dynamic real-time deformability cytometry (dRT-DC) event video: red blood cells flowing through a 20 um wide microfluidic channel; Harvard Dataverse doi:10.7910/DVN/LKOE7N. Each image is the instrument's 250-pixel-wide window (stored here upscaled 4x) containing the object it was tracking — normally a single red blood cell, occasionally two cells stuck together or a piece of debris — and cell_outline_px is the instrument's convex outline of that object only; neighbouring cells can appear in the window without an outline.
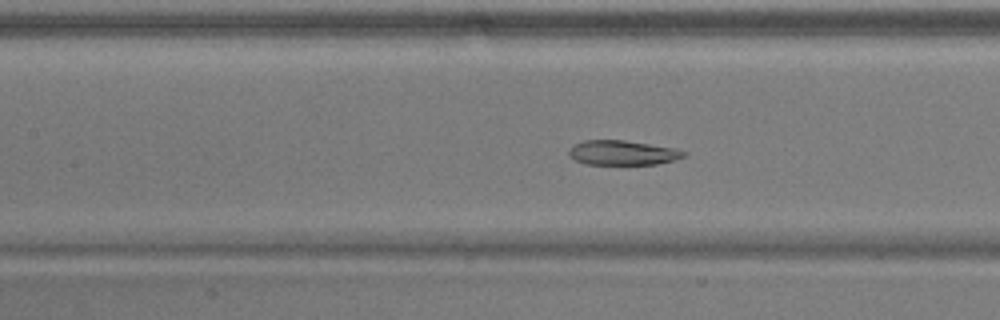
{"species": "common noctule bat (a hibernating species)", "species_latin": "Nyctalus noctula", "temperature_condition": "warm", "stored_images_in_passage": 52, "camera_frame_rate_fps": 3000, "um_per_image_px": 0.085, "animal": {"sex": "male", "body_mass_g": 17.9}, "frame": {"image": 1, "passage_image": 23, "time_ms": 7.333, "image_size_px": [1000, 320], "cell_outline_px": [[688, 152], [684, 156], [676, 160], [656, 164], [584, 164], [576, 160], [568, 152], [568, 148], [584, 140], [624, 140], [676, 148]], "centroid_in_image_um": [52.95, 12.98], "position_along_channel_um": 154.4, "area_um2": 16.47}}
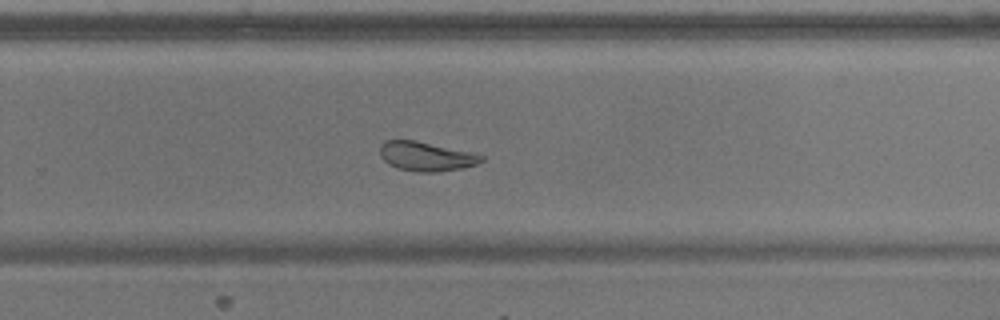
{"frame": {"image": 2, "passage_image": 34, "time_ms": 11.0, "image_size_px": [1000, 320], "cell_outline_px": [[484, 160], [476, 164], [464, 168], [436, 172], [420, 172], [396, 168], [388, 164], [380, 156], [380, 144], [384, 140], [416, 140], [472, 152], [484, 156]], "centroid_in_image_um": [36.21, 13.29], "position_along_channel_um": 293.6, "area_um2": 17.46}}
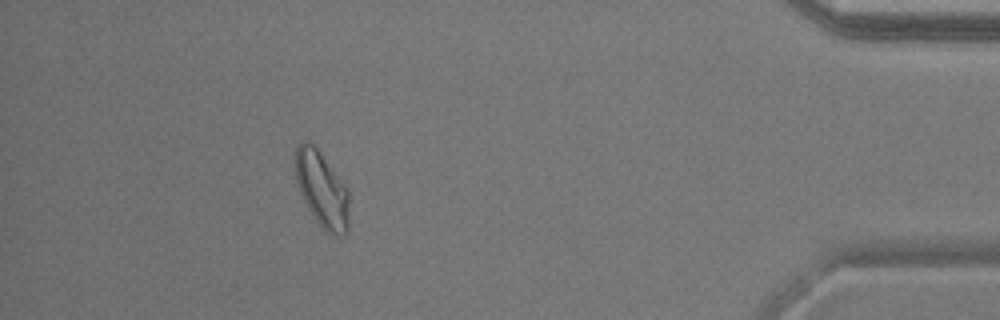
{"frame": {"image": 3, "passage_image": 47, "time_ms": 15.333, "image_size_px": [1000, 320], "cell_outline_px": [[348, 232], [344, 236], [332, 236], [316, 220], [308, 208], [300, 192], [296, 180], [296, 144], [300, 140], [308, 140], [320, 152], [348, 188]], "centroid_in_image_um": [27.37, 16.09], "position_along_channel_um": 407.8, "area_um2": 23.64}, "authors_computed_cell_mechanics": {"area_um2": 21.1837, "velocity_mm_per_s": 3.8121, "shape_relaxation_time_tau1_ms": 9.4927, "shape_relaxation_time_tau2_ms": 1.9575, "deformation_change_tau1": 0.2106, "deformation_change_tau2": 0.0796}}